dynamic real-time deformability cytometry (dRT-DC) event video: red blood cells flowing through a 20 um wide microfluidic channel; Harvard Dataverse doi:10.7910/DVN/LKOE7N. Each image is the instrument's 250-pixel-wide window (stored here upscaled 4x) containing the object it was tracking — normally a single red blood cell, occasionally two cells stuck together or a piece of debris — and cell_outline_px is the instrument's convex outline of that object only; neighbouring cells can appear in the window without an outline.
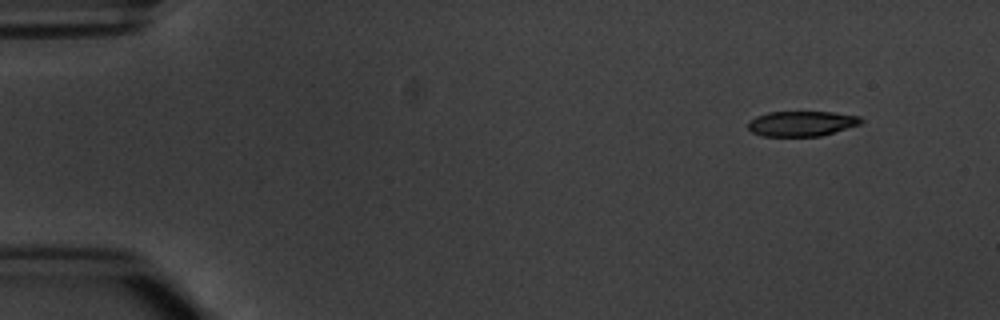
{"species": "common noctule bat (a hibernating species)", "species_latin": "Nyctalus noctula", "temperature_condition": "warm", "stored_images_in_passage": 6, "camera_frame_rate_fps": 3000, "um_per_image_px": 0.085, "animal": {"sex": "male", "body_mass_g": 20.1, "forearm_length_mm": 53.5}, "frame": {"image": 1, "passage_image": 2, "time_ms": 1.333, "image_size_px": [1000, 320], "cell_outline_px": [[864, 124], [820, 136], [760, 136], [752, 132], [748, 128], [748, 124], [756, 116], [768, 112], [832, 112], [860, 116], [864, 120]], "centroid_in_image_um": [68.2, 10.51], "position_along_channel_um": 16.8, "area_um2": 16.7}}
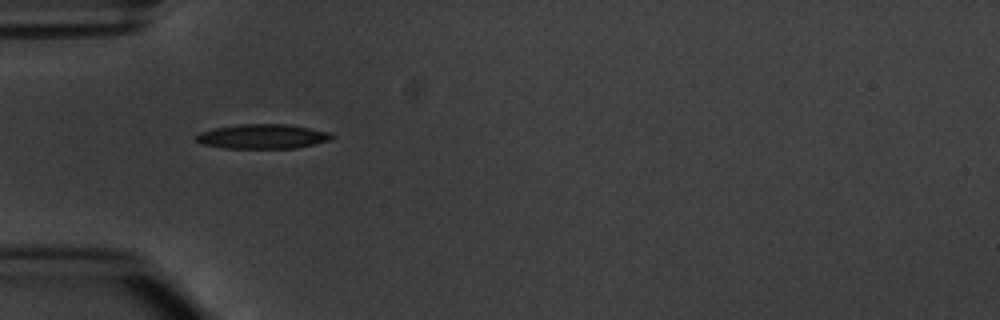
{"frame": {"image": 2, "passage_image": 5, "time_ms": 5.333, "image_size_px": [1000, 320], "cell_outline_px": [[336, 136], [328, 140], [296, 148], [224, 148], [204, 144], [196, 140], [192, 136], [200, 132], [212, 128], [240, 124], [288, 124], [332, 132]], "centroid_in_image_um": [22.3, 11.59], "position_along_channel_um": 62.7, "area_um2": 19.48}}